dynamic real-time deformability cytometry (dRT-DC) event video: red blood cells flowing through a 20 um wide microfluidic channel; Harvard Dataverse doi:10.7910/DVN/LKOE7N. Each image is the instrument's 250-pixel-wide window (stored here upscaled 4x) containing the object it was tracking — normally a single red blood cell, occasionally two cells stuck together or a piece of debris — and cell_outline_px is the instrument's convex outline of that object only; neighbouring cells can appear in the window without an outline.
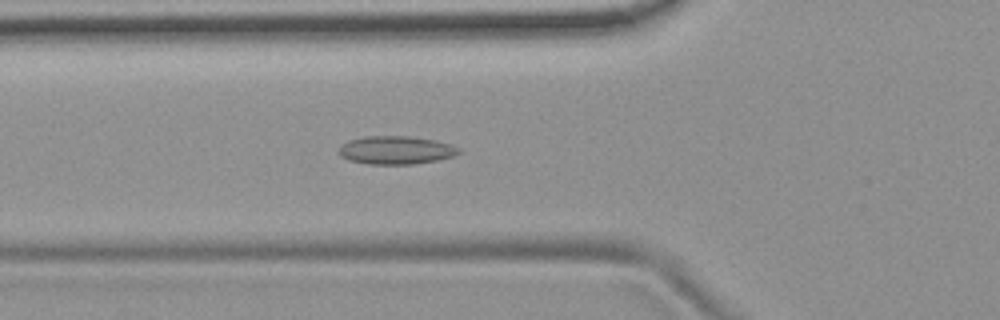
{"species": "common noctule bat (a hibernating species)", "species_latin": "Nyctalus noctula", "temperature_condition": "room temperature", "stored_images_in_passage": 38, "camera_frame_rate_fps": 3000, "um_per_image_px": 0.085, "animal": {"sex": "female", "body_mass_g": 19.9}, "frame": {"image": 1, "passage_image": 3, "time_ms": 0.667, "image_size_px": [1000, 320], "cell_outline_px": [[460, 152], [452, 156], [436, 160], [412, 164], [368, 164], [348, 160], [340, 156], [340, 144], [348, 140], [364, 136], [408, 136], [436, 140], [460, 148]], "centroid_in_image_um": [33.61, 12.75], "position_along_channel_um": 92.2, "area_um2": 19.65}}
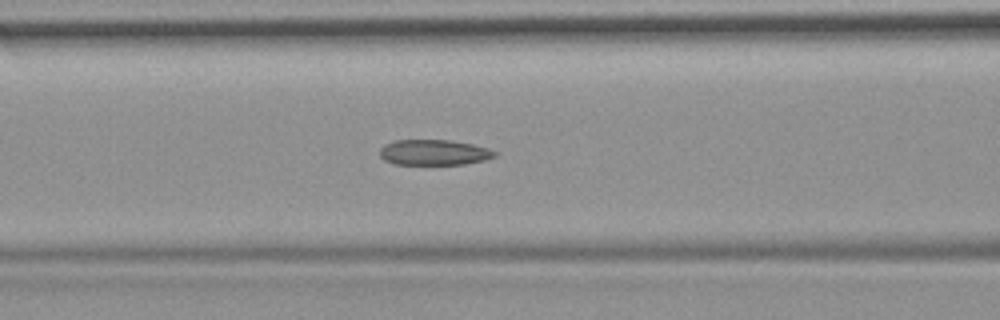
{"frame": {"image": 2, "passage_image": 6, "time_ms": 1.667, "image_size_px": [1000, 320], "cell_outline_px": [[500, 152], [496, 156], [484, 160], [464, 164], [392, 164], [384, 160], [380, 156], [380, 148], [384, 144], [392, 140], [452, 140], [472, 144], [488, 148]], "centroid_in_image_um": [36.89, 12.95], "position_along_channel_um": 129.7, "area_um2": 17.28}}
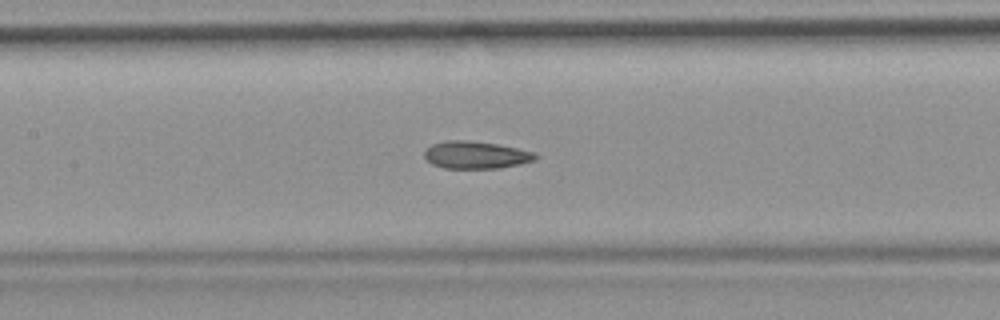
{"frame": {"image": 3, "passage_image": 9, "time_ms": 2.667, "image_size_px": [1000, 320], "cell_outline_px": [[540, 156], [536, 160], [520, 164], [500, 168], [444, 168], [432, 164], [424, 156], [424, 152], [432, 144], [444, 140], [468, 140], [496, 144], [536, 152]], "centroid_in_image_um": [40.48, 13.17], "position_along_channel_um": 166.9, "area_um2": 17.8}, "authors_computed_cell_mechanics": {"area_um2": 17.8313, "velocity_mm_per_s": 3.717, "shape_relaxation_time_tau1_ms": null, "shape_relaxation_time_tau2_ms": 3.3899, "deformation_change_tau1": null, "deformation_change_tau2": 0.1011}}